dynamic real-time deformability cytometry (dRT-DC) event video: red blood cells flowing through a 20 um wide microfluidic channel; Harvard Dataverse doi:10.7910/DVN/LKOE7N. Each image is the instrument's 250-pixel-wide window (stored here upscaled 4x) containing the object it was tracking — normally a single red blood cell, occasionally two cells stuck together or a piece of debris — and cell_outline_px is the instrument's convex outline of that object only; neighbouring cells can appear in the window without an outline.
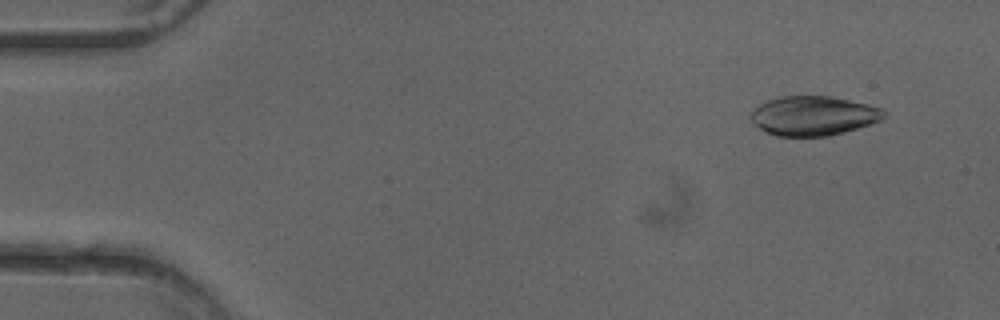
{"species": "common noctule bat (a hibernating species)", "species_latin": "Nyctalus noctula", "temperature_condition": "cold", "stored_images_in_passage": 12, "camera_frame_rate_fps": 3000, "um_per_image_px": 0.085, "animal": {"sex": "female"}, "frame": {"image": 1, "passage_image": 4, "time_ms": 1.0, "image_size_px": [1000, 320], "cell_outline_px": [[884, 116], [880, 120], [844, 132], [828, 136], [776, 136], [760, 128], [748, 116], [760, 104], [768, 100], [780, 96], [832, 96], [868, 104], [884, 108]], "centroid_in_image_um": [69.14, 9.83], "position_along_channel_um": 15.9, "area_um2": 30.35}}